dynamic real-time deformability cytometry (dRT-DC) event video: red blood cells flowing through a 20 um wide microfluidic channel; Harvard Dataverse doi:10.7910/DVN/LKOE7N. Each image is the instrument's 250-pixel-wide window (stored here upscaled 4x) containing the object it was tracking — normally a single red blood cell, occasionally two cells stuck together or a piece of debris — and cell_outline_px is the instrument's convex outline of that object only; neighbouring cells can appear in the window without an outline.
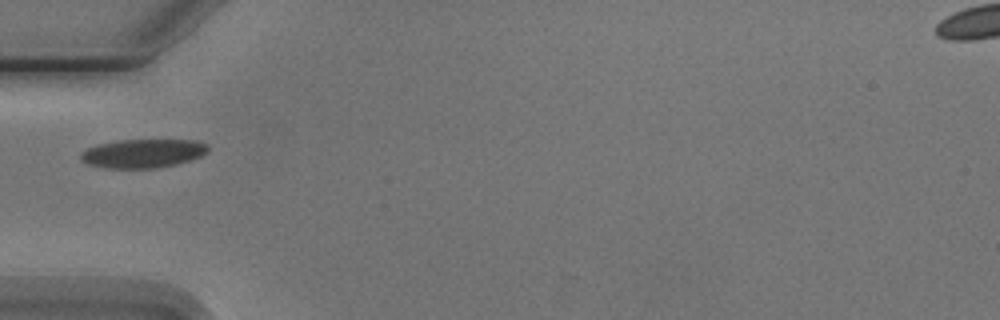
{"species": "Egyptian fruit bat (a non-hibernating species)", "species_latin": "Rousettus aegyptiacus", "temperature_condition": "cold", "stored_images_in_passage": 3, "camera_frame_rate_fps": 3000, "um_per_image_px": 0.085, "animal": {"sex": "male"}, "frame": {"image": 1, "passage_image": 1, "time_ms": 0.0, "image_size_px": [1000, 320], "cell_outline_px": [[208, 152], [200, 156], [176, 164], [156, 168], [104, 168], [88, 164], [80, 160], [80, 152], [96, 144], [120, 140], [196, 140], [208, 144]], "centroid_in_image_um": [12.12, 13.03], "position_along_channel_um": 72.9, "area_um2": 21.39}}
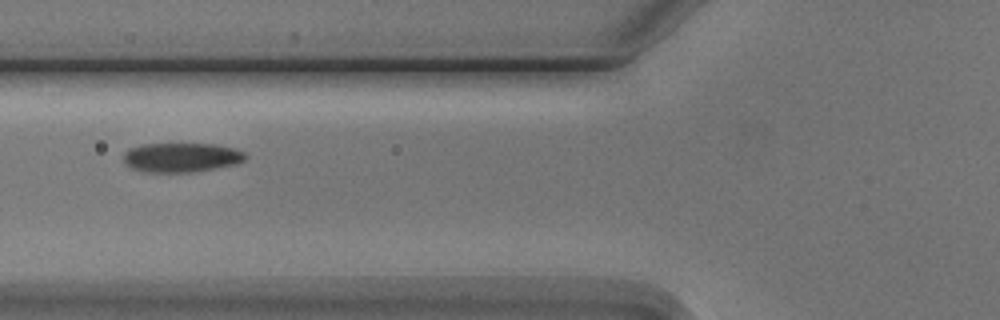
{"frame": {"image": 2, "passage_image": 2, "time_ms": 1.0, "image_size_px": [1000, 320], "cell_outline_px": [[248, 156], [244, 160], [236, 164], [216, 168], [192, 172], [148, 172], [132, 168], [124, 164], [124, 152], [128, 148], [140, 144], [216, 144], [232, 148], [244, 152]], "centroid_in_image_um": [15.4, 13.38], "position_along_channel_um": 110.4, "area_um2": 20.92}}
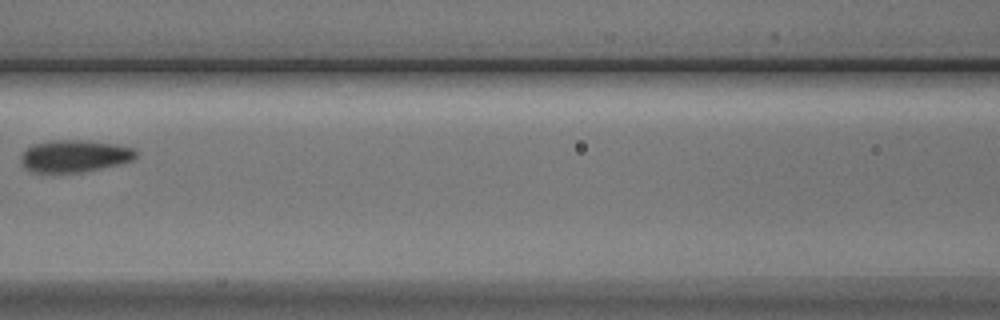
{"frame": {"image": 3, "passage_image": 3, "time_ms": 2.333, "image_size_px": [1000, 320], "cell_outline_px": [[136, 156], [132, 160], [100, 168], [80, 172], [32, 172], [24, 168], [20, 160], [20, 156], [32, 144], [56, 140], [80, 140], [112, 144], [132, 148], [136, 152]], "centroid_in_image_um": [6.27, 13.27], "position_along_channel_um": 160.3, "area_um2": 21.1}}